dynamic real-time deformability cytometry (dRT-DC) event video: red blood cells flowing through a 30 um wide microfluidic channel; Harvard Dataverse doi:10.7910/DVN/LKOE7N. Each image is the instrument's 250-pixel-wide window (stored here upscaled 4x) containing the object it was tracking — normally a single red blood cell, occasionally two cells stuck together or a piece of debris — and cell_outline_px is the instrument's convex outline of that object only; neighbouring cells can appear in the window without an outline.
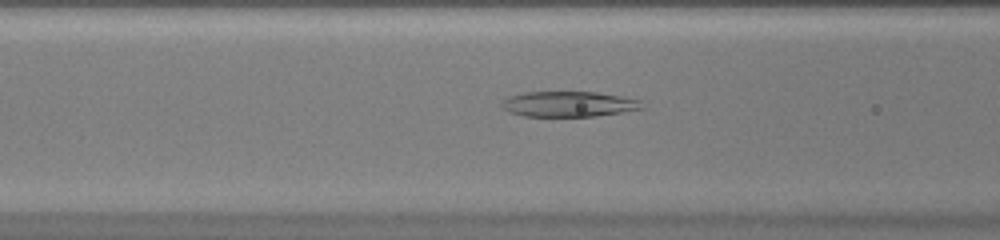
{"species": "common noctule bat (a hibernating species)", "species_latin": "Nyctalus noctula", "temperature_condition": "warm", "stored_images_in_passage": 51, "camera_frame_rate_fps": 3000, "um_per_image_px": 0.085, "animal": {"sex": "female", "body_mass_g": 20.0, "forearm_length_mm": 54.0}, "frame": {"image": 1, "passage_image": 21, "time_ms": 6.667, "image_size_px": [1000, 240], "cell_outline_px": [[644, 108], [596, 116], [524, 116], [508, 112], [500, 104], [500, 100], [508, 96], [524, 92], [596, 92], [620, 96], [640, 100]], "centroid_in_image_um": [48.27, 8.84], "position_along_channel_um": 118.3, "area_um2": 20.75}}
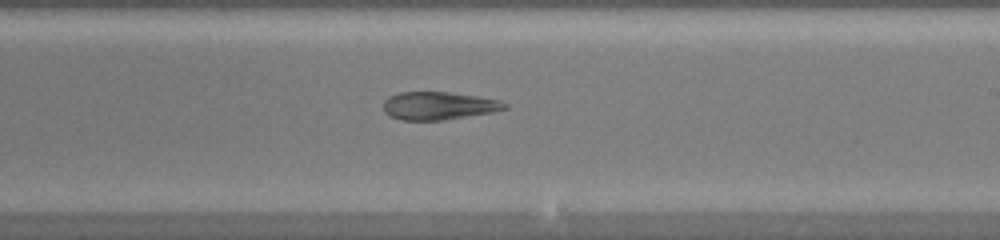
{"frame": {"image": 2, "passage_image": 31, "time_ms": 10.0, "image_size_px": [1000, 240], "cell_outline_px": [[508, 108], [492, 112], [444, 120], [400, 120], [388, 116], [384, 112], [384, 100], [388, 96], [400, 92], [448, 92], [476, 96], [500, 100], [508, 104]], "centroid_in_image_um": [37.26, 8.99], "position_along_channel_um": 251.7, "area_um2": 19.83}}
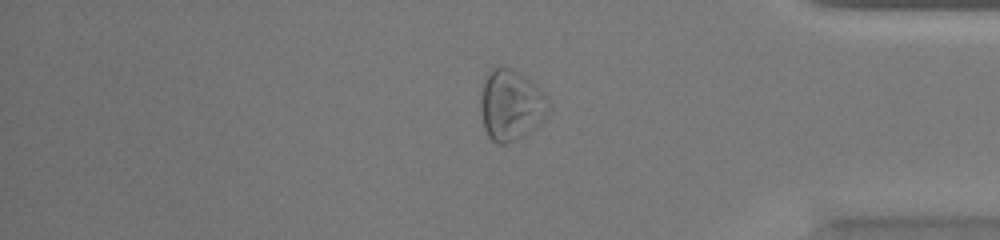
{"frame": {"image": 3, "passage_image": 43, "time_ms": 14.0, "image_size_px": [1000, 240], "cell_outline_px": [[552, 108], [540, 124], [536, 128], [524, 136], [504, 144], [496, 144], [488, 136], [484, 128], [480, 108], [480, 100], [484, 80], [488, 72], [492, 68], [508, 68], [524, 76], [544, 92], [548, 96]], "centroid_in_image_um": [43.46, 8.97], "position_along_channel_um": 391.7, "area_um2": 28.21}, "authors_computed_cell_mechanics": {"area_um2": 28.2064, "velocity_mm_per_s": 4.0077, "shape_relaxation_time_tau1_ms": null, "shape_relaxation_time_tau2_ms": 4.024, "deformation_change_tau1": null, "deformation_change_tau2": 0.1316}}